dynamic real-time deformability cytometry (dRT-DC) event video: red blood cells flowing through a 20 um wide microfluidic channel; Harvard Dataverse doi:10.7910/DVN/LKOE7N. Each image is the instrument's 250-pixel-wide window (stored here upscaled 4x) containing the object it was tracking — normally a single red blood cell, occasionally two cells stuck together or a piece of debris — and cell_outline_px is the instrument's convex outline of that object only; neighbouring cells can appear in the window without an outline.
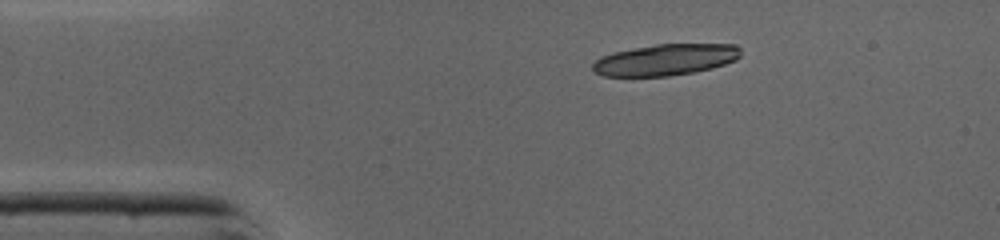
{"species": "common noctule bat (a hibernating species)", "species_latin": "Nyctalus noctula", "temperature_condition": "cold", "stored_images_in_passage": 38, "camera_frame_rate_fps": 3000, "um_per_image_px": 0.085, "animal": {"sex": "male", "body_mass_g": 19.0, "forearm_length_mm": 50.8}, "frame": {"image": 1, "passage_image": 1, "time_ms": 0.0, "image_size_px": [1000, 240], "cell_outline_px": [[740, 56], [736, 60], [712, 68], [692, 72], [668, 76], [604, 76], [596, 72], [592, 68], [592, 64], [600, 56], [612, 52], [656, 44], [736, 44], [740, 48]], "centroid_in_image_um": [56.56, 5.07], "position_along_channel_um": 28.4, "area_um2": 26.99}}